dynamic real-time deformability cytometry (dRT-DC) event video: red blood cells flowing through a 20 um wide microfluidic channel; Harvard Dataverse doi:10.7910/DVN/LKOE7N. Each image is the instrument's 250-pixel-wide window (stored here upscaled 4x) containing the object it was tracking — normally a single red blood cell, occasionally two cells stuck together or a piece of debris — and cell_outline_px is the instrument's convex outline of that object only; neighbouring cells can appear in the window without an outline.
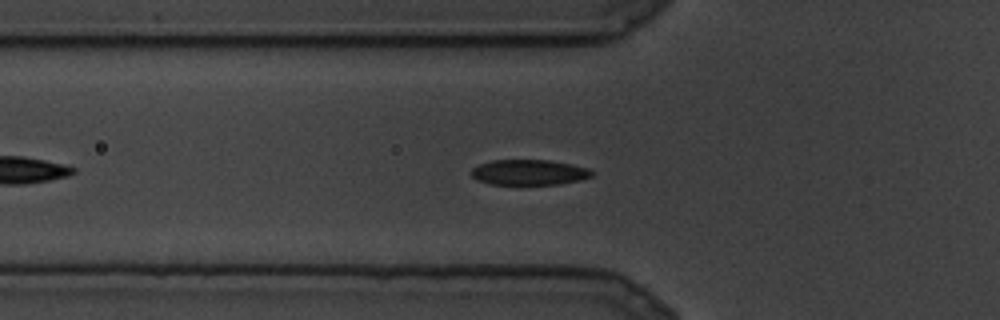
{"species": "common noctule bat (a hibernating species)", "species_latin": "Nyctalus noctula", "temperature_condition": "cold", "stored_images_in_passage": 17, "camera_frame_rate_fps": 3000, "um_per_image_px": 0.085, "animal": {"sex": "male", "body_mass_g": 19.5, "forearm_length_mm": 54.6}, "frame": {"image": 1, "passage_image": 10, "time_ms": 3.0, "image_size_px": [1000, 320], "cell_outline_px": [[596, 172], [592, 176], [580, 180], [560, 184], [488, 184], [476, 180], [472, 176], [472, 168], [480, 164], [492, 160], [548, 160], [572, 164], [588, 168]], "centroid_in_image_um": [44.99, 14.65], "position_along_channel_um": 80.8, "area_um2": 17.92}}
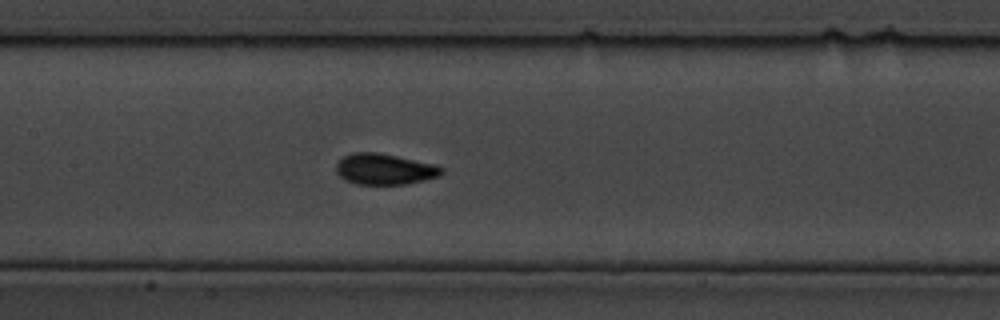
{"frame": {"image": 2, "passage_image": 14, "time_ms": 4.333, "image_size_px": [1000, 320], "cell_outline_px": [[444, 172], [440, 176], [408, 184], [356, 184], [344, 180], [336, 172], [336, 164], [344, 156], [352, 152], [376, 152], [436, 164], [444, 168]], "centroid_in_image_um": [32.7, 14.38], "position_along_channel_um": 174.7, "area_um2": 19.13}}
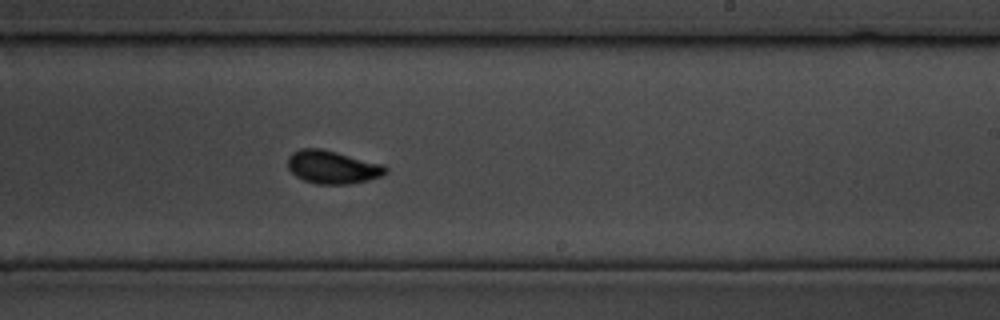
{"frame": {"image": 3, "passage_image": 17, "time_ms": 5.333, "image_size_px": [1000, 320], "cell_outline_px": [[388, 172], [380, 176], [368, 180], [348, 184], [316, 184], [304, 180], [296, 176], [288, 168], [288, 156], [292, 152], [300, 148], [320, 148], [384, 164], [388, 168]], "centroid_in_image_um": [28.26, 14.2], "position_along_channel_um": 260.7, "area_um2": 18.9}}